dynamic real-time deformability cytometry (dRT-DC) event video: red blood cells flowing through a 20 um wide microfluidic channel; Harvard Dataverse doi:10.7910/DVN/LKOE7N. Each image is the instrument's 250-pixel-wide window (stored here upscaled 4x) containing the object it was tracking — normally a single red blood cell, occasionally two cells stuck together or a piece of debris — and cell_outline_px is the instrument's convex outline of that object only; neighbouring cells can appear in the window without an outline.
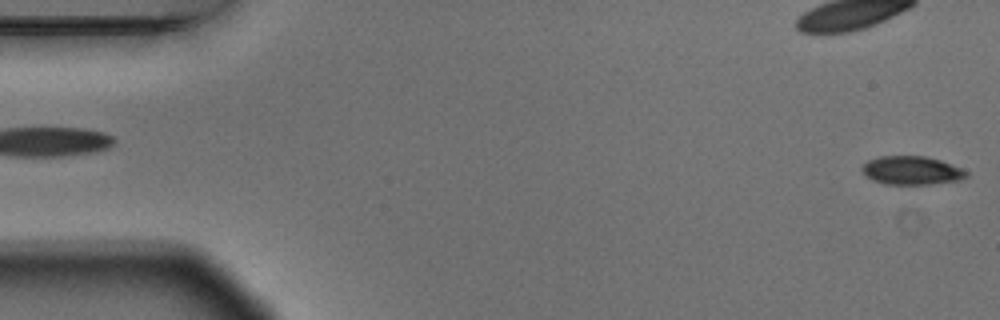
{"species": "Egyptian fruit bat (a non-hibernating species)", "species_latin": "Rousettus aegyptiacus", "temperature_condition": "warm", "stored_images_in_passage": 5, "camera_frame_rate_fps": 3000, "um_per_image_px": 0.085, "animal": {"sex": "male"}, "frame": {"image": 1, "passage_image": 5, "time_ms": 1.333, "image_size_px": [1000, 320], "cell_outline_px": [[968, 176], [960, 180], [932, 184], [884, 184], [872, 180], [860, 168], [868, 160], [880, 156], [924, 156], [940, 160], [960, 168], [968, 172]], "centroid_in_image_um": [77.49, 14.49], "position_along_channel_um": 7.5, "area_um2": 17.22}}